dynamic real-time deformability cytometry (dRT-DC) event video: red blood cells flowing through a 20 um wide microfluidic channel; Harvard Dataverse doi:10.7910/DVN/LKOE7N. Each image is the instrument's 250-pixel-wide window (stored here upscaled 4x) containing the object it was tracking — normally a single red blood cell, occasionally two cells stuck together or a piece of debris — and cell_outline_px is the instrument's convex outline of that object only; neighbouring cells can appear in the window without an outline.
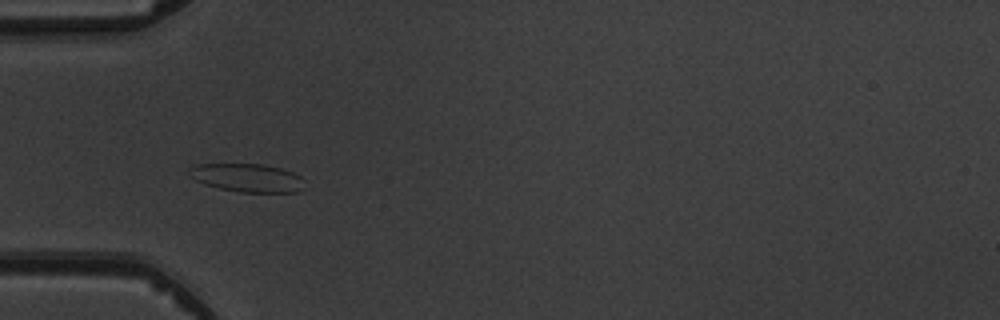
{"species": "common noctule bat (a hibernating species)", "species_latin": "Nyctalus noctula", "temperature_condition": "warm", "stored_images_in_passage": 8, "camera_frame_rate_fps": 3000, "um_per_image_px": 0.085, "animal": {"sex": "male", "body_mass_g": 19.5, "forearm_length_mm": 54.6}, "frame": {"image": 1, "passage_image": 5, "time_ms": 5.667, "image_size_px": [1000, 320], "cell_outline_px": [[300, 192], [240, 192], [220, 188], [204, 184], [188, 176], [188, 168], [196, 164], [264, 164], [280, 168], [292, 172], [300, 176]], "centroid_in_image_um": [20.93, 15.1], "position_along_channel_um": 64.1, "area_um2": 18.84}}
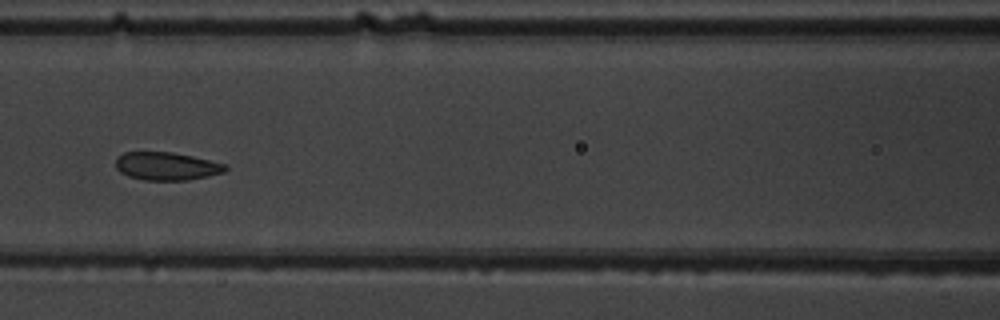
{"frame": {"image": 2, "passage_image": 7, "time_ms": 8.0, "image_size_px": [1000, 320], "cell_outline_px": [[228, 168], [224, 172], [208, 176], [188, 180], [144, 180], [128, 176], [120, 172], [116, 168], [116, 156], [124, 152], [172, 152], [192, 156], [228, 164]], "centroid_in_image_um": [14.16, 14.12], "position_along_channel_um": 152.4, "area_um2": 18.03}}
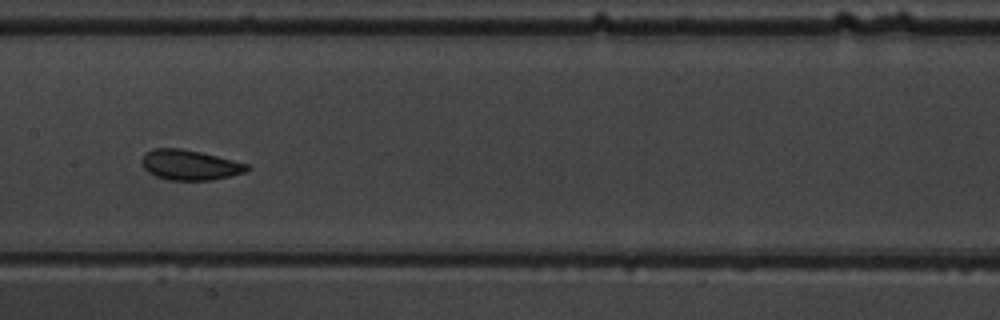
{"frame": {"image": 3, "passage_image": 8, "time_ms": 9.0, "image_size_px": [1000, 320], "cell_outline_px": [[252, 168], [244, 172], [212, 180], [168, 180], [156, 176], [148, 172], [144, 168], [144, 156], [152, 148], [180, 148], [200, 152], [248, 164]], "centroid_in_image_um": [16.15, 14.03], "position_along_channel_um": 191.2, "area_um2": 18.15}}